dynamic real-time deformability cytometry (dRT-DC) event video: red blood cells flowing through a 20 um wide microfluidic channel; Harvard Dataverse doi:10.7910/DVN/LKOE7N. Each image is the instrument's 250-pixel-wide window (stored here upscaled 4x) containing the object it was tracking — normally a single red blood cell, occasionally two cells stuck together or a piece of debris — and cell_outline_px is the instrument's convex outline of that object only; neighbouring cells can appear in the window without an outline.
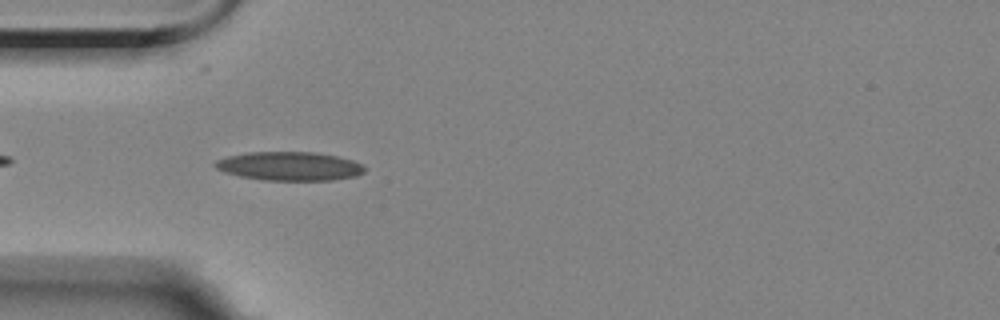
{"species": "Egyptian fruit bat (a non-hibernating species)", "species_latin": "Rousettus aegyptiacus", "temperature_condition": "room temperature", "stored_images_in_passage": 2, "camera_frame_rate_fps": 3000, "um_per_image_px": 0.085, "animal": {"sex": "female"}, "frame": {"image": 1, "passage_image": 2, "time_ms": 1.0, "image_size_px": [1000, 320], "cell_outline_px": [[364, 172], [356, 176], [332, 180], [264, 180], [240, 176], [224, 172], [216, 168], [212, 164], [216, 160], [228, 156], [248, 152], [316, 152], [336, 156], [352, 160], [364, 164]], "centroid_in_image_um": [24.6, 14.12], "position_along_channel_um": 60.4, "area_um2": 25.09}}